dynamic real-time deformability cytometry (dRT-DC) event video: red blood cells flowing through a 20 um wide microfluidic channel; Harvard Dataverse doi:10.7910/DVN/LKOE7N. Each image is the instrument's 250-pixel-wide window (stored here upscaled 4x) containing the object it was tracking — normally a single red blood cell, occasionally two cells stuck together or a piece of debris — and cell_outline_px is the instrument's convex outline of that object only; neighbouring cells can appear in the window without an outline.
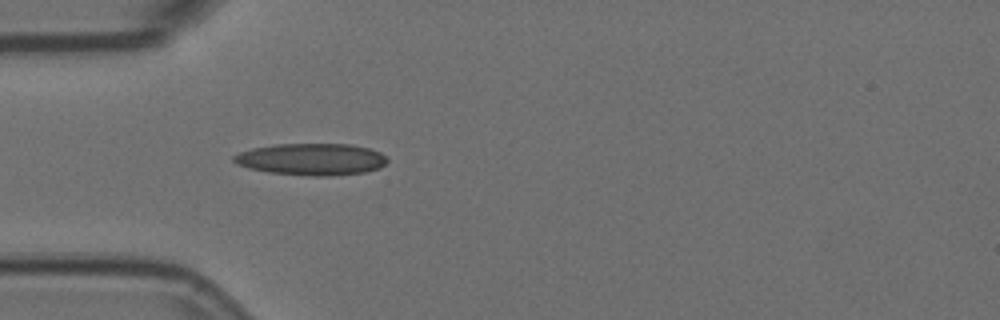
{"species": "Egyptian fruit bat (a non-hibernating species)", "species_latin": "Rousettus aegyptiacus", "temperature_condition": "room temperature", "stored_images_in_passage": 3, "camera_frame_rate_fps": 3000, "um_per_image_px": 0.085, "animal": {"sex": "female"}, "frame": {"image": 1, "passage_image": 3, "time_ms": 0.667, "image_size_px": [1000, 320], "cell_outline_px": [[388, 160], [380, 168], [364, 172], [328, 176], [312, 176], [268, 172], [248, 168], [236, 164], [232, 160], [232, 156], [240, 152], [252, 148], [276, 144], [352, 144], [368, 148], [380, 152]], "centroid_in_image_um": [26.45, 13.53], "position_along_channel_um": 58.6, "area_um2": 28.5}}